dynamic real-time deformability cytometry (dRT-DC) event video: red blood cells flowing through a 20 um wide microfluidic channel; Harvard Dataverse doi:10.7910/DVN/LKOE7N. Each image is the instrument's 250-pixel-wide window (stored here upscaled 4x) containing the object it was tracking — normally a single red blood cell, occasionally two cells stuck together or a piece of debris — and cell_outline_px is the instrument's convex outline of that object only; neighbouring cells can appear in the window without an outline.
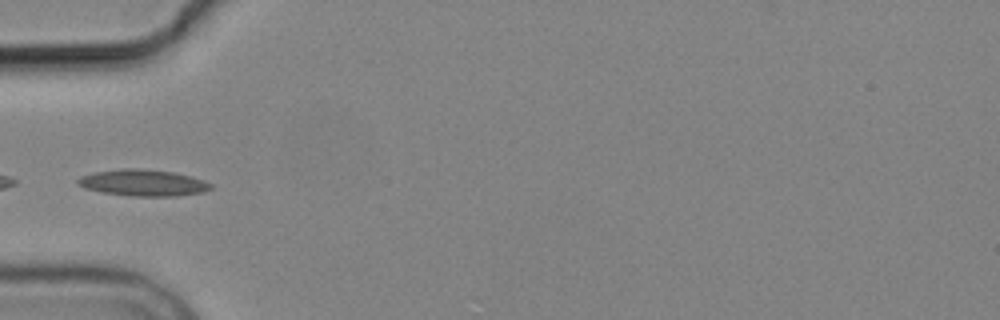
{"species": "common noctule bat (a hibernating species)", "species_latin": "Nyctalus noctula", "temperature_condition": "cold", "stored_images_in_passage": 4, "camera_frame_rate_fps": 3000, "um_per_image_px": 0.085, "animal": {"sex": "male", "body_mass_g": 19.2, "forearm_length_mm": 51.8}, "frame": {"image": 1, "passage_image": 4, "time_ms": 3.333, "image_size_px": [1000, 320], "cell_outline_px": [[212, 188], [204, 192], [176, 196], [132, 196], [100, 192], [84, 188], [76, 184], [76, 180], [80, 176], [92, 172], [124, 168], [140, 168], [172, 172], [192, 176], [204, 180], [212, 184]], "centroid_in_image_um": [12.13, 15.53], "position_along_channel_um": 72.9, "area_um2": 20.75}}